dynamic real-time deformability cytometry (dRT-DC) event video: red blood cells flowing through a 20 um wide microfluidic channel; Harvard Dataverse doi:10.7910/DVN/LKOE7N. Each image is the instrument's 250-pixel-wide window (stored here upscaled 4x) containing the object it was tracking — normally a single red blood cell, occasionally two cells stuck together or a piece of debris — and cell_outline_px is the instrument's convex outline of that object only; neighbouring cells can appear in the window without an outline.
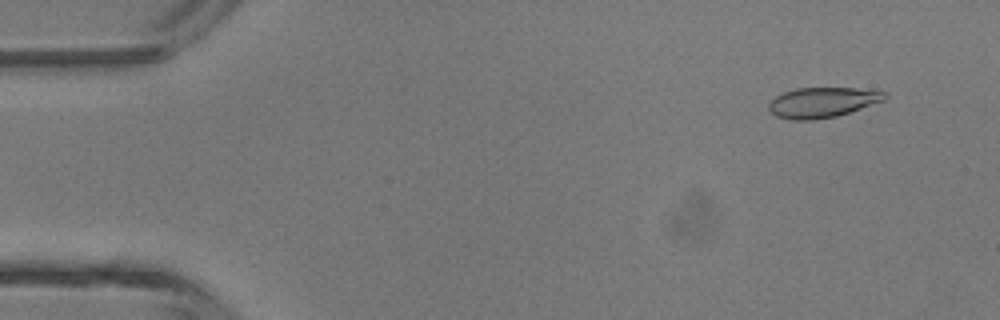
{"species": "common noctule bat (a hibernating species)", "species_latin": "Nyctalus noctula", "temperature_condition": "room temperature", "stored_images_in_passage": 6, "camera_frame_rate_fps": 3000, "um_per_image_px": 0.085, "animal": {"sex": "male", "body_mass_g": 13.3}, "frame": {"image": 1, "passage_image": 1, "time_ms": 0.0, "image_size_px": [1000, 320], "cell_outline_px": [[888, 96], [884, 100], [836, 116], [812, 120], [792, 120], [776, 116], [768, 108], [768, 104], [776, 96], [784, 92], [796, 88], [856, 88], [888, 92]], "centroid_in_image_um": [69.9, 8.7], "position_along_channel_um": 15.1, "area_um2": 20.23}}
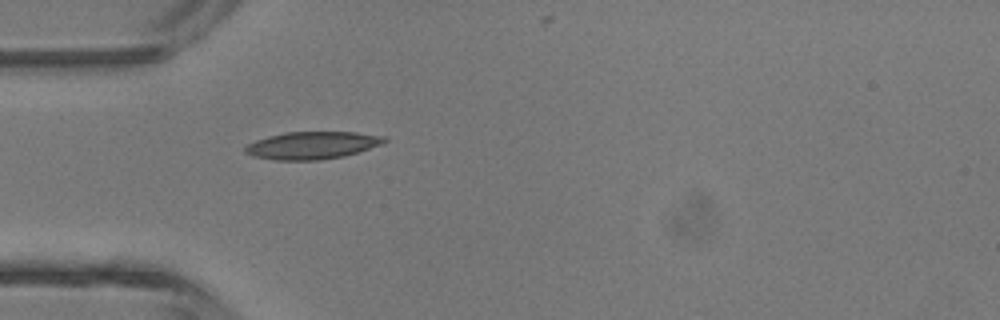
{"frame": {"image": 2, "passage_image": 4, "time_ms": 3.333, "image_size_px": [1000, 320], "cell_outline_px": [[388, 140], [384, 144], [344, 156], [320, 160], [276, 160], [252, 156], [244, 152], [244, 148], [248, 144], [256, 140], [268, 136], [284, 132], [356, 132], [388, 136]], "centroid_in_image_um": [26.58, 12.35], "position_along_channel_um": 58.4, "area_um2": 22.48}}